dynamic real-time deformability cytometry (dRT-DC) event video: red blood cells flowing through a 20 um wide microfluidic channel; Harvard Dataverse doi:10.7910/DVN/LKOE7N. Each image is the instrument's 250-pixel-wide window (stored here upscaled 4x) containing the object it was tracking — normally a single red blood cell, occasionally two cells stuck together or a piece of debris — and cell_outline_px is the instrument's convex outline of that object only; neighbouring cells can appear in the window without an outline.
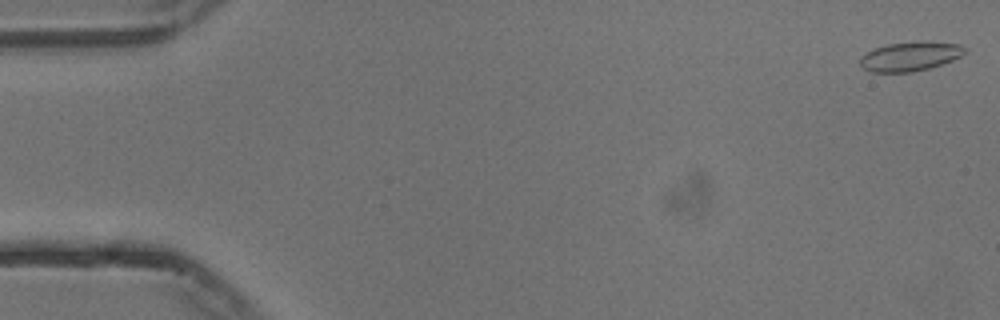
{"species": "common noctule bat (a hibernating species)", "species_latin": "Nyctalus noctula", "temperature_condition": "cold", "stored_images_in_passage": 10, "camera_frame_rate_fps": 3000, "um_per_image_px": 0.085, "animal": {"sex": "male", "body_mass_g": 13.3}, "frame": {"image": 1, "passage_image": 1, "time_ms": 0.0, "image_size_px": [1000, 320], "cell_outline_px": [[968, 52], [952, 60], [928, 68], [912, 72], [872, 72], [864, 68], [860, 64], [860, 56], [876, 48], [888, 44], [916, 40], [928, 40], [960, 44], [968, 48]], "centroid_in_image_um": [77.42, 4.76], "position_along_channel_um": 7.6, "area_um2": 18.09}}